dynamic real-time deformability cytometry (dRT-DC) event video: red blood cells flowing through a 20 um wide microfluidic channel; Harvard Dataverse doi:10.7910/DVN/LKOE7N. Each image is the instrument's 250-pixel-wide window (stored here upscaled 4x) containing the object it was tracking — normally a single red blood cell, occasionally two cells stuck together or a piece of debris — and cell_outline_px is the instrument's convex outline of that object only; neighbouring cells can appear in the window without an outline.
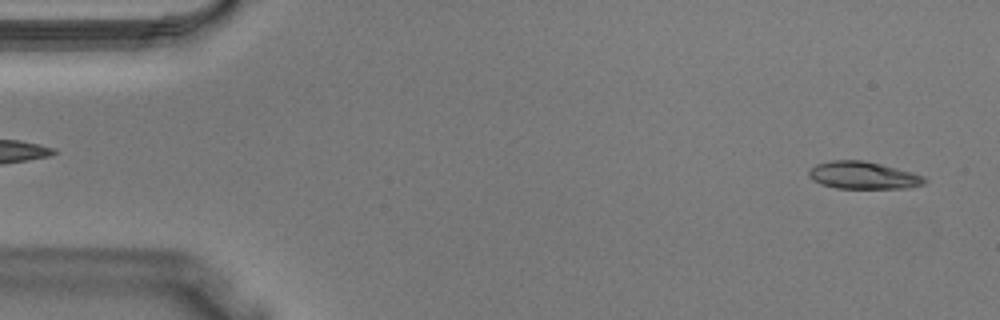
{"species": "Egyptian fruit bat (a non-hibernating species)", "species_latin": "Rousettus aegyptiacus", "temperature_condition": "warm", "stored_images_in_passage": 37, "camera_frame_rate_fps": 3000, "um_per_image_px": 0.085, "animal": {"sex": "male"}, "frame": {"image": 1, "passage_image": 1, "time_ms": 0.0, "image_size_px": [1000, 320], "cell_outline_px": [[928, 180], [924, 184], [908, 188], [836, 188], [820, 184], [812, 180], [808, 176], [808, 172], [816, 164], [832, 160], [864, 160], [912, 172], [924, 176]], "centroid_in_image_um": [73.37, 14.91], "position_along_channel_um": 11.6, "area_um2": 18.5}}
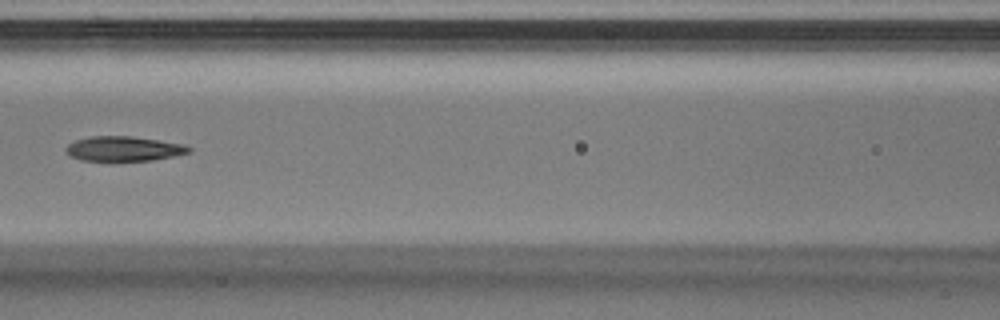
{"frame": {"image": 2, "passage_image": 16, "time_ms": 5.0, "image_size_px": [1000, 320], "cell_outline_px": [[192, 152], [176, 156], [152, 160], [80, 160], [64, 152], [64, 148], [68, 144], [76, 140], [92, 136], [132, 136], [184, 144], [192, 148]], "centroid_in_image_um": [10.54, 12.63], "position_along_channel_um": 156.1, "area_um2": 17.74}}
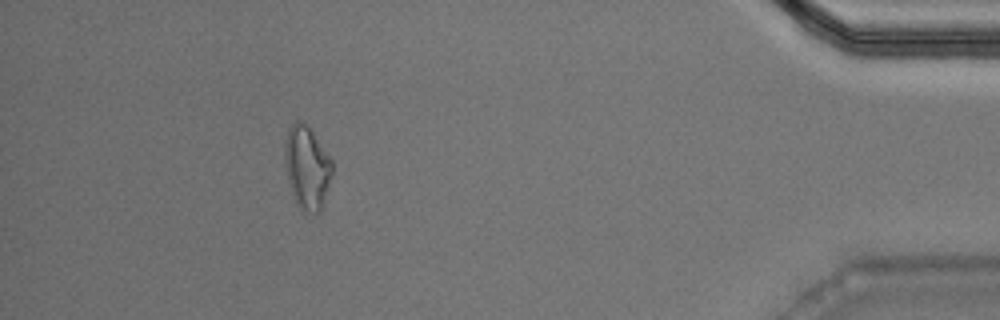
{"frame": {"image": 3, "passage_image": 34, "time_ms": 11.0, "image_size_px": [1000, 320], "cell_outline_px": [[332, 172], [320, 212], [300, 212], [296, 204], [288, 180], [284, 160], [284, 148], [288, 128], [296, 120], [300, 120], [312, 132], [332, 160]], "centroid_in_image_um": [26.06, 14.25], "position_along_channel_um": 409.1, "area_um2": 22.66}}